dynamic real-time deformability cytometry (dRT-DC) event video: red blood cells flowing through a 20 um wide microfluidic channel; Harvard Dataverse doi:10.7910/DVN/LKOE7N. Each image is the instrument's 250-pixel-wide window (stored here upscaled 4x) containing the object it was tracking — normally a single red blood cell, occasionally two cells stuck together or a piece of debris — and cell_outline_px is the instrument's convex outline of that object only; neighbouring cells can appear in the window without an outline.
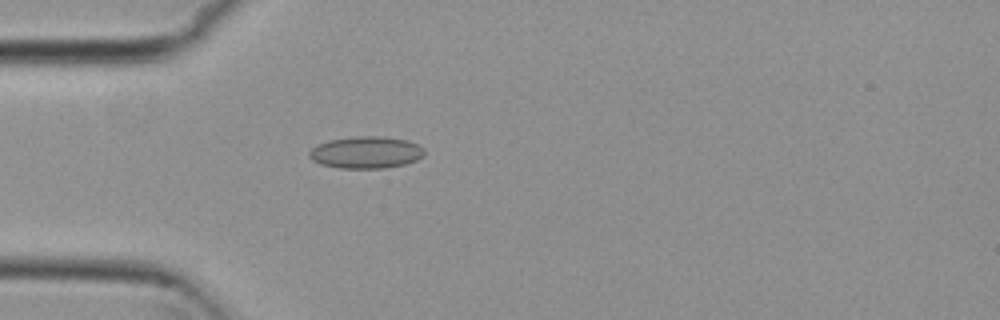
{"species": "common noctule bat (a hibernating species)", "species_latin": "Nyctalus noctula", "temperature_condition": "cold", "stored_images_in_passage": 4, "camera_frame_rate_fps": 3000, "um_per_image_px": 0.085, "animal": {"sex": "female", "body_mass_g": 29.2, "forearm_length_mm": 56.3}, "frame": {"image": 1, "passage_image": 4, "time_ms": 1.0, "image_size_px": [1000, 320], "cell_outline_px": [[424, 156], [416, 160], [404, 164], [384, 168], [340, 168], [320, 164], [312, 160], [308, 156], [308, 152], [312, 148], [328, 140], [356, 136], [384, 136], [408, 140], [424, 148]], "centroid_in_image_um": [31.11, 12.95], "position_along_channel_um": 53.9, "area_um2": 21.5}}